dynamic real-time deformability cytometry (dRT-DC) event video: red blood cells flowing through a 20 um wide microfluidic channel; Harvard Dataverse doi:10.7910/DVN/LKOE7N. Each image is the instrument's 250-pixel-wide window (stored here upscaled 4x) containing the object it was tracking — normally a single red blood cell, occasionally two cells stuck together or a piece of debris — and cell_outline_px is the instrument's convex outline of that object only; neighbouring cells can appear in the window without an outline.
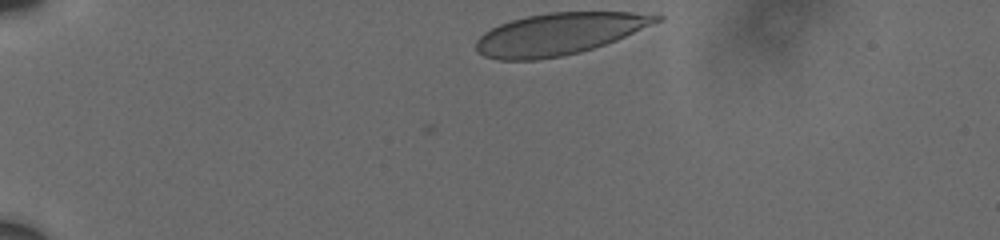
{"species": "human", "species_latin": "Homo sapiens", "temperature_condition": "cold", "stored_images_in_passage": 3, "camera_frame_rate_fps": 3000, "um_per_image_px": 0.085, "donor": {"sex": "male"}, "frame": {"image": 1, "passage_image": 1, "time_ms": 0.0, "image_size_px": [1000, 240], "cell_outline_px": [[664, 20], [616, 40], [580, 52], [560, 56], [536, 60], [500, 60], [484, 56], [476, 52], [476, 40], [484, 32], [500, 24], [512, 20], [528, 16], [548, 12], [632, 12], [664, 16]], "centroid_in_image_um": [47.52, 2.88], "position_along_channel_um": 37.5, "area_um2": 43.81}}